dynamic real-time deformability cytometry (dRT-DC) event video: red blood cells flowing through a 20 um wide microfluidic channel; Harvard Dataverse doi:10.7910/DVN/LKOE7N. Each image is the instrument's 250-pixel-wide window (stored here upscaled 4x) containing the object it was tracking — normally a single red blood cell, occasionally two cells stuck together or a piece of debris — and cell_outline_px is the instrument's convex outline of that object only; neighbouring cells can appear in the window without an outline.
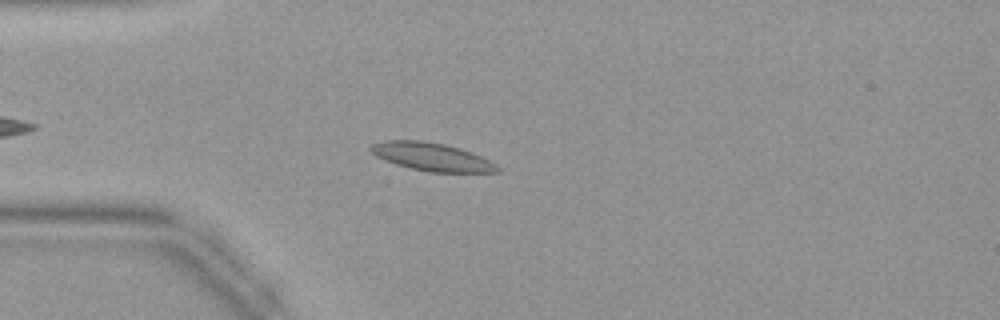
{"species": "common noctule bat (a hibernating species)", "species_latin": "Nyctalus noctula", "temperature_condition": "warm", "stored_images_in_passage": 33, "camera_frame_rate_fps": 3000, "um_per_image_px": 0.085, "animal": {"sex": "female", "body_mass_g": 19.9}, "frame": {"image": 1, "passage_image": 6, "time_ms": 1.667, "image_size_px": [1000, 320], "cell_outline_px": [[500, 172], [428, 172], [396, 164], [376, 156], [368, 148], [372, 144], [384, 140], [424, 140], [444, 144], [460, 148], [472, 152], [488, 160], [500, 168]], "centroid_in_image_um": [36.68, 13.32], "position_along_channel_um": 48.3, "area_um2": 20.58}}
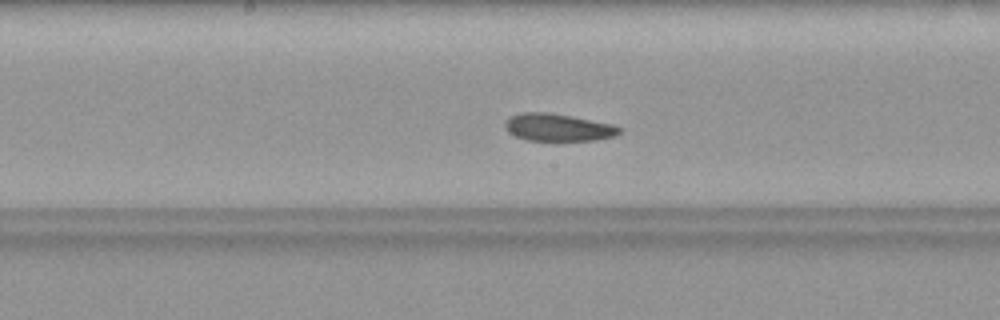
{"frame": {"image": 2, "passage_image": 17, "time_ms": 5.333, "image_size_px": [1000, 320], "cell_outline_px": [[620, 132], [616, 136], [596, 140], [524, 140], [508, 132], [504, 128], [504, 120], [508, 116], [520, 112], [548, 112], [572, 116], [612, 124], [620, 128]], "centroid_in_image_um": [47.36, 10.82], "position_along_channel_um": 200.8, "area_um2": 18.44}}
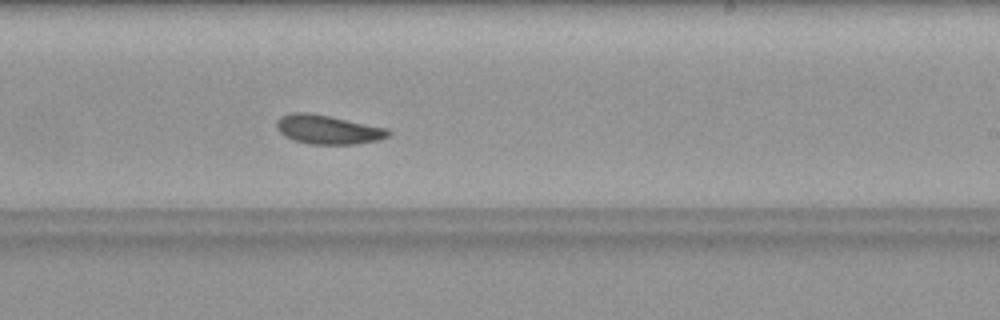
{"frame": {"image": 3, "passage_image": 21, "time_ms": 6.667, "image_size_px": [1000, 320], "cell_outline_px": [[392, 132], [388, 136], [380, 140], [356, 144], [308, 144], [292, 140], [284, 136], [276, 128], [276, 120], [280, 116], [292, 112], [308, 112], [388, 128]], "centroid_in_image_um": [27.85, 11.02], "position_along_channel_um": 261.2, "area_um2": 19.07}}